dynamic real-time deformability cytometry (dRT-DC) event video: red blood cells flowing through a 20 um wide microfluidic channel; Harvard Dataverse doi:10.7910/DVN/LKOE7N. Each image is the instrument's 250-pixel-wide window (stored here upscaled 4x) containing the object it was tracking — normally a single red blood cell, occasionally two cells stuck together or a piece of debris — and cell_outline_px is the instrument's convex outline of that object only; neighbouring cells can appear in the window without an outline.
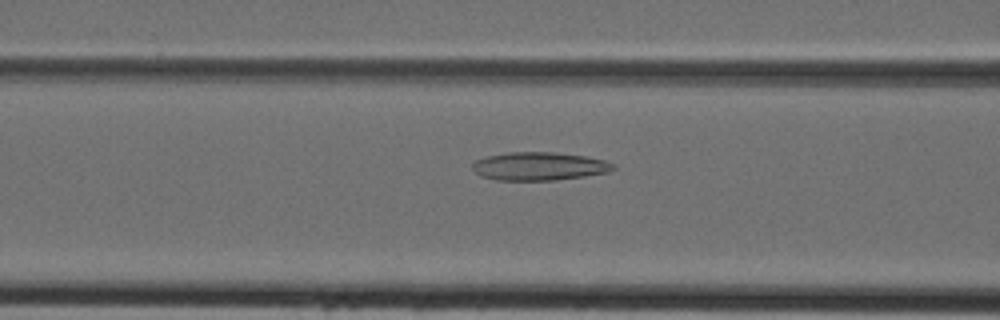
{"species": "Egyptian fruit bat (a non-hibernating species)", "species_latin": "Rousettus aegyptiacus", "temperature_condition": "cold", "stored_images_in_passage": 44, "camera_frame_rate_fps": 3000, "um_per_image_px": 0.085, "animal": {"sex": "female"}, "frame": {"image": 1, "passage_image": 18, "time_ms": 5.667, "image_size_px": [1000, 320], "cell_outline_px": [[616, 168], [608, 172], [584, 176], [556, 180], [496, 180], [480, 176], [472, 168], [472, 164], [476, 160], [488, 156], [508, 152], [556, 152], [584, 156], [604, 160], [616, 164]], "centroid_in_image_um": [45.84, 14.13], "position_along_channel_um": 120.8, "area_um2": 23.18}}
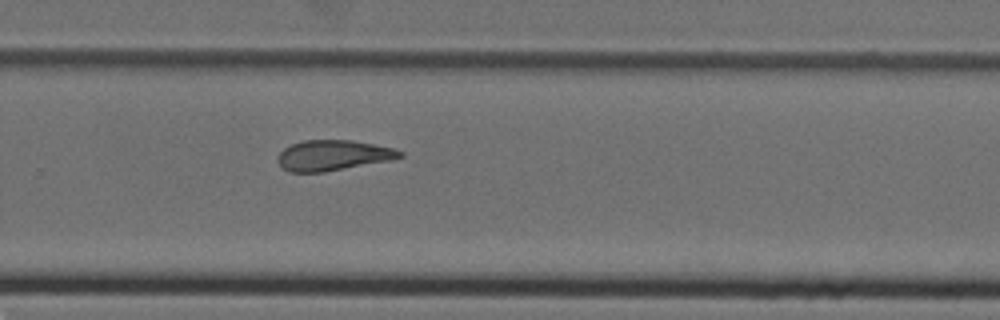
{"frame": {"image": 2, "passage_image": 30, "time_ms": 9.667, "image_size_px": [1000, 320], "cell_outline_px": [[404, 156], [392, 160], [324, 172], [288, 172], [276, 160], [276, 156], [284, 148], [292, 144], [304, 140], [352, 140], [392, 148], [404, 152]], "centroid_in_image_um": [28.3, 13.21], "position_along_channel_um": 301.5, "area_um2": 21.68}}
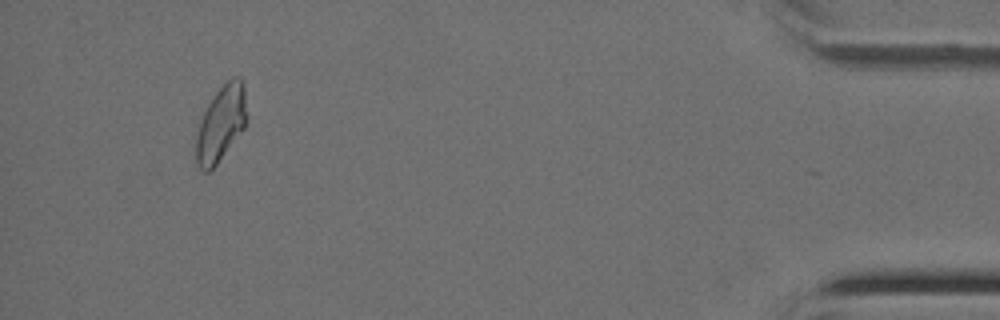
{"frame": {"image": 3, "passage_image": 42, "time_ms": 13.667, "image_size_px": [1000, 320], "cell_outline_px": [[248, 120], [244, 128], [216, 164], [208, 172], [204, 172], [196, 164], [196, 136], [200, 120], [208, 104], [216, 92], [232, 76], [240, 76], [244, 80]], "centroid_in_image_um": [18.81, 10.46], "position_along_channel_um": 416.4, "area_um2": 22.43}}